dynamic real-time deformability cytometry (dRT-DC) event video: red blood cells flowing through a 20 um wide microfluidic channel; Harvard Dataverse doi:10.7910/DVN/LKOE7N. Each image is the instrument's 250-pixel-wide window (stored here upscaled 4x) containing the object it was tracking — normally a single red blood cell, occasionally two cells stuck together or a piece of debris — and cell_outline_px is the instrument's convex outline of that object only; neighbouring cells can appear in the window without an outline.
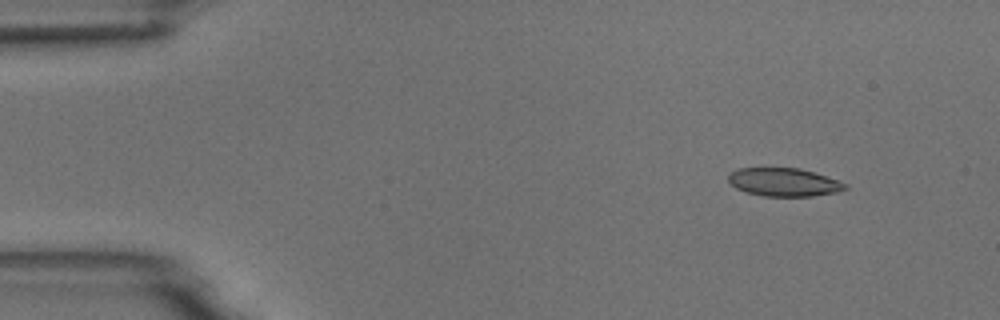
{"species": "common noctule bat (a hibernating species)", "species_latin": "Nyctalus noctula", "temperature_condition": "room temperature", "stored_images_in_passage": 8, "camera_frame_rate_fps": 3000, "um_per_image_px": 0.085, "animal": {"sex": "male", "body_mass_g": 18.8}, "frame": {"image": 1, "passage_image": 1, "time_ms": 0.0, "image_size_px": [1000, 320], "cell_outline_px": [[848, 188], [836, 192], [812, 196], [764, 196], [748, 192], [736, 188], [728, 180], [728, 176], [736, 168], [800, 168], [848, 184]], "centroid_in_image_um": [66.62, 15.48], "position_along_channel_um": 18.4, "area_um2": 18.96}}
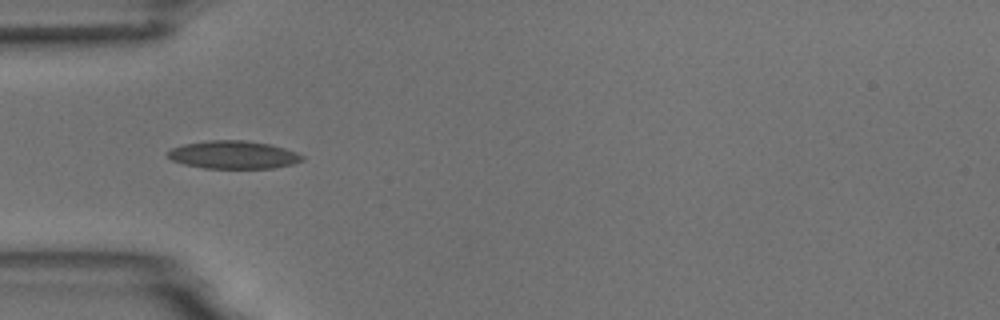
{"frame": {"image": 2, "passage_image": 4, "time_ms": 3.667, "image_size_px": [1000, 320], "cell_outline_px": [[304, 160], [292, 164], [272, 168], [204, 168], [184, 164], [172, 160], [168, 156], [168, 152], [172, 148], [184, 144], [208, 140], [244, 140], [268, 144], [284, 148], [296, 152], [304, 156]], "centroid_in_image_um": [19.84, 13.16], "position_along_channel_um": 65.2, "area_um2": 21.73}}
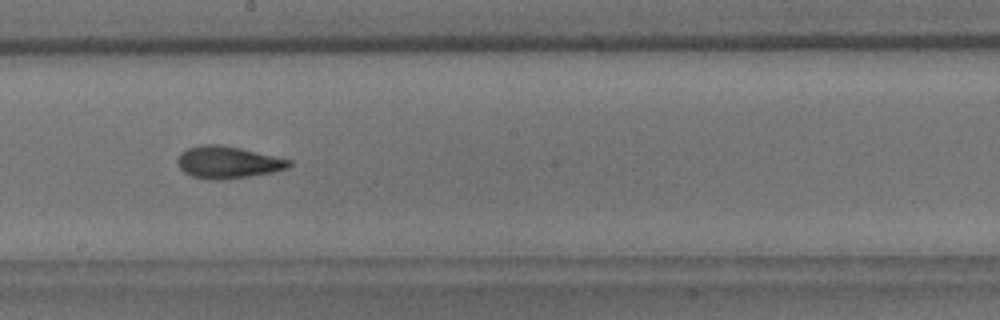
{"frame": {"image": 3, "passage_image": 8, "time_ms": 8.0, "image_size_px": [1000, 320], "cell_outline_px": [[292, 164], [288, 168], [276, 172], [248, 176], [216, 180], [212, 180], [192, 176], [184, 172], [180, 168], [176, 160], [180, 152], [188, 148], [200, 144], [220, 144], [240, 148], [276, 156], [292, 160]], "centroid_in_image_um": [19.37, 13.78], "position_along_channel_um": 228.8, "area_um2": 20.98}}